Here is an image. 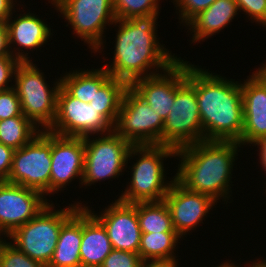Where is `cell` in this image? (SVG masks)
Masks as SVG:
<instances>
[{
  "label": "cell",
  "mask_w": 266,
  "mask_h": 267,
  "mask_svg": "<svg viewBox=\"0 0 266 267\" xmlns=\"http://www.w3.org/2000/svg\"><path fill=\"white\" fill-rule=\"evenodd\" d=\"M159 15L160 13H153L115 20L113 27L110 28L116 30V36L113 37L115 41L112 42L114 45V51L111 52L112 61L103 53L101 57L104 62L102 67L111 77L124 80L130 85L136 79L166 71L182 58L160 42V37L157 35L160 26L157 22ZM108 59L109 63L105 64Z\"/></svg>",
  "instance_id": "cell-1"
},
{
  "label": "cell",
  "mask_w": 266,
  "mask_h": 267,
  "mask_svg": "<svg viewBox=\"0 0 266 267\" xmlns=\"http://www.w3.org/2000/svg\"><path fill=\"white\" fill-rule=\"evenodd\" d=\"M241 147L234 141L207 140L183 147L176 152L179 160L176 179L191 191L209 195L218 203L230 204L234 202L231 198L233 170Z\"/></svg>",
  "instance_id": "cell-2"
},
{
  "label": "cell",
  "mask_w": 266,
  "mask_h": 267,
  "mask_svg": "<svg viewBox=\"0 0 266 267\" xmlns=\"http://www.w3.org/2000/svg\"><path fill=\"white\" fill-rule=\"evenodd\" d=\"M212 72L194 64V89L203 141H234L242 146L244 112L241 80Z\"/></svg>",
  "instance_id": "cell-3"
},
{
  "label": "cell",
  "mask_w": 266,
  "mask_h": 267,
  "mask_svg": "<svg viewBox=\"0 0 266 267\" xmlns=\"http://www.w3.org/2000/svg\"><path fill=\"white\" fill-rule=\"evenodd\" d=\"M176 152L166 145H133L126 163V168L130 170L126 172H130L131 177L117 199L128 204L163 201L176 178V174L172 177V173L171 178L167 176L169 173L165 166L168 165L164 161L169 158L176 160ZM132 160L136 162L132 163ZM129 163L132 166L128 167Z\"/></svg>",
  "instance_id": "cell-4"
},
{
  "label": "cell",
  "mask_w": 266,
  "mask_h": 267,
  "mask_svg": "<svg viewBox=\"0 0 266 267\" xmlns=\"http://www.w3.org/2000/svg\"><path fill=\"white\" fill-rule=\"evenodd\" d=\"M72 202L62 206V209L50 201L33 219L15 229L8 236V241L31 259L47 266L55 251L62 225L84 206L81 200Z\"/></svg>",
  "instance_id": "cell-5"
},
{
  "label": "cell",
  "mask_w": 266,
  "mask_h": 267,
  "mask_svg": "<svg viewBox=\"0 0 266 267\" xmlns=\"http://www.w3.org/2000/svg\"><path fill=\"white\" fill-rule=\"evenodd\" d=\"M48 3L55 7L58 17L65 19V26L73 30L72 34L81 42L84 41L91 53L106 52V29L116 20L113 0H48Z\"/></svg>",
  "instance_id": "cell-6"
},
{
  "label": "cell",
  "mask_w": 266,
  "mask_h": 267,
  "mask_svg": "<svg viewBox=\"0 0 266 267\" xmlns=\"http://www.w3.org/2000/svg\"><path fill=\"white\" fill-rule=\"evenodd\" d=\"M38 64L21 62L16 68L13 83L22 113L39 129L48 130L56 117L61 78H55L51 85Z\"/></svg>",
  "instance_id": "cell-7"
},
{
  "label": "cell",
  "mask_w": 266,
  "mask_h": 267,
  "mask_svg": "<svg viewBox=\"0 0 266 267\" xmlns=\"http://www.w3.org/2000/svg\"><path fill=\"white\" fill-rule=\"evenodd\" d=\"M163 125L162 145L176 150L203 141L194 89V63L187 61L186 80L175 91V101Z\"/></svg>",
  "instance_id": "cell-8"
},
{
  "label": "cell",
  "mask_w": 266,
  "mask_h": 267,
  "mask_svg": "<svg viewBox=\"0 0 266 267\" xmlns=\"http://www.w3.org/2000/svg\"><path fill=\"white\" fill-rule=\"evenodd\" d=\"M85 161L82 188L111 179L118 180L126 170L129 150L133 146L114 130L84 138Z\"/></svg>",
  "instance_id": "cell-9"
},
{
  "label": "cell",
  "mask_w": 266,
  "mask_h": 267,
  "mask_svg": "<svg viewBox=\"0 0 266 267\" xmlns=\"http://www.w3.org/2000/svg\"><path fill=\"white\" fill-rule=\"evenodd\" d=\"M50 174L51 132L41 130L30 142L14 151L8 182L37 190L49 200Z\"/></svg>",
  "instance_id": "cell-10"
},
{
  "label": "cell",
  "mask_w": 266,
  "mask_h": 267,
  "mask_svg": "<svg viewBox=\"0 0 266 267\" xmlns=\"http://www.w3.org/2000/svg\"><path fill=\"white\" fill-rule=\"evenodd\" d=\"M164 121L130 87L123 94L113 130L132 145H162Z\"/></svg>",
  "instance_id": "cell-11"
},
{
  "label": "cell",
  "mask_w": 266,
  "mask_h": 267,
  "mask_svg": "<svg viewBox=\"0 0 266 267\" xmlns=\"http://www.w3.org/2000/svg\"><path fill=\"white\" fill-rule=\"evenodd\" d=\"M113 125L89 103L73 97L62 85L57 95L56 117L48 129L60 136L85 138L106 134Z\"/></svg>",
  "instance_id": "cell-12"
},
{
  "label": "cell",
  "mask_w": 266,
  "mask_h": 267,
  "mask_svg": "<svg viewBox=\"0 0 266 267\" xmlns=\"http://www.w3.org/2000/svg\"><path fill=\"white\" fill-rule=\"evenodd\" d=\"M20 8L22 10L18 11ZM25 8L20 3V7H16L5 24L8 29L11 55L20 62H32L33 55L30 57L29 54H33L36 50L35 54L38 55L37 51L41 52L40 49L44 48L48 42H51L52 36H54V29L47 24L48 22L42 16L36 15L35 11H30L28 8H26L25 12ZM18 12L20 13L17 14Z\"/></svg>",
  "instance_id": "cell-13"
},
{
  "label": "cell",
  "mask_w": 266,
  "mask_h": 267,
  "mask_svg": "<svg viewBox=\"0 0 266 267\" xmlns=\"http://www.w3.org/2000/svg\"><path fill=\"white\" fill-rule=\"evenodd\" d=\"M164 201L168 206L174 230L184 240V237L204 224L203 221L209 217V212L213 211L218 203L209 195L187 189L176 178Z\"/></svg>",
  "instance_id": "cell-14"
},
{
  "label": "cell",
  "mask_w": 266,
  "mask_h": 267,
  "mask_svg": "<svg viewBox=\"0 0 266 267\" xmlns=\"http://www.w3.org/2000/svg\"><path fill=\"white\" fill-rule=\"evenodd\" d=\"M88 205L86 202L84 207L104 226L113 249L138 253L142 231L138 223L137 203L128 204L115 198L97 213Z\"/></svg>",
  "instance_id": "cell-15"
},
{
  "label": "cell",
  "mask_w": 266,
  "mask_h": 267,
  "mask_svg": "<svg viewBox=\"0 0 266 267\" xmlns=\"http://www.w3.org/2000/svg\"><path fill=\"white\" fill-rule=\"evenodd\" d=\"M41 192L10 182L0 183V235L9 236L48 203Z\"/></svg>",
  "instance_id": "cell-16"
},
{
  "label": "cell",
  "mask_w": 266,
  "mask_h": 267,
  "mask_svg": "<svg viewBox=\"0 0 266 267\" xmlns=\"http://www.w3.org/2000/svg\"><path fill=\"white\" fill-rule=\"evenodd\" d=\"M84 161V138L51 133L50 197L66 190L72 181L77 183V179L82 188Z\"/></svg>",
  "instance_id": "cell-17"
},
{
  "label": "cell",
  "mask_w": 266,
  "mask_h": 267,
  "mask_svg": "<svg viewBox=\"0 0 266 267\" xmlns=\"http://www.w3.org/2000/svg\"><path fill=\"white\" fill-rule=\"evenodd\" d=\"M187 60L179 58L166 71L133 81L129 87L165 121L175 101V91L186 80Z\"/></svg>",
  "instance_id": "cell-18"
},
{
  "label": "cell",
  "mask_w": 266,
  "mask_h": 267,
  "mask_svg": "<svg viewBox=\"0 0 266 267\" xmlns=\"http://www.w3.org/2000/svg\"><path fill=\"white\" fill-rule=\"evenodd\" d=\"M241 80L244 112L241 149H249L266 138V87L252 74Z\"/></svg>",
  "instance_id": "cell-19"
},
{
  "label": "cell",
  "mask_w": 266,
  "mask_h": 267,
  "mask_svg": "<svg viewBox=\"0 0 266 267\" xmlns=\"http://www.w3.org/2000/svg\"><path fill=\"white\" fill-rule=\"evenodd\" d=\"M239 13L235 0H215L206 10L199 12L185 25L188 36L191 37L189 45L201 44L206 39L218 35L236 19Z\"/></svg>",
  "instance_id": "cell-20"
},
{
  "label": "cell",
  "mask_w": 266,
  "mask_h": 267,
  "mask_svg": "<svg viewBox=\"0 0 266 267\" xmlns=\"http://www.w3.org/2000/svg\"><path fill=\"white\" fill-rule=\"evenodd\" d=\"M112 250L104 226L82 206L81 267H100Z\"/></svg>",
  "instance_id": "cell-21"
},
{
  "label": "cell",
  "mask_w": 266,
  "mask_h": 267,
  "mask_svg": "<svg viewBox=\"0 0 266 267\" xmlns=\"http://www.w3.org/2000/svg\"><path fill=\"white\" fill-rule=\"evenodd\" d=\"M82 206L62 225L52 258L46 267H81Z\"/></svg>",
  "instance_id": "cell-22"
},
{
  "label": "cell",
  "mask_w": 266,
  "mask_h": 267,
  "mask_svg": "<svg viewBox=\"0 0 266 267\" xmlns=\"http://www.w3.org/2000/svg\"><path fill=\"white\" fill-rule=\"evenodd\" d=\"M78 68L61 72V85L75 98L90 103L100 87L111 77L104 67ZM64 73V74H63Z\"/></svg>",
  "instance_id": "cell-23"
},
{
  "label": "cell",
  "mask_w": 266,
  "mask_h": 267,
  "mask_svg": "<svg viewBox=\"0 0 266 267\" xmlns=\"http://www.w3.org/2000/svg\"><path fill=\"white\" fill-rule=\"evenodd\" d=\"M182 240L177 232L142 233L138 254L143 261L180 257L175 253Z\"/></svg>",
  "instance_id": "cell-24"
},
{
  "label": "cell",
  "mask_w": 266,
  "mask_h": 267,
  "mask_svg": "<svg viewBox=\"0 0 266 267\" xmlns=\"http://www.w3.org/2000/svg\"><path fill=\"white\" fill-rule=\"evenodd\" d=\"M128 87L129 85L124 80L110 77L100 89L95 92V96L89 104L97 109L98 112L114 126L118 117L124 91Z\"/></svg>",
  "instance_id": "cell-25"
},
{
  "label": "cell",
  "mask_w": 266,
  "mask_h": 267,
  "mask_svg": "<svg viewBox=\"0 0 266 267\" xmlns=\"http://www.w3.org/2000/svg\"><path fill=\"white\" fill-rule=\"evenodd\" d=\"M137 216L142 233L176 232L164 200L137 203Z\"/></svg>",
  "instance_id": "cell-26"
},
{
  "label": "cell",
  "mask_w": 266,
  "mask_h": 267,
  "mask_svg": "<svg viewBox=\"0 0 266 267\" xmlns=\"http://www.w3.org/2000/svg\"><path fill=\"white\" fill-rule=\"evenodd\" d=\"M40 132L41 129L26 117L0 120V143L14 150L26 145Z\"/></svg>",
  "instance_id": "cell-27"
},
{
  "label": "cell",
  "mask_w": 266,
  "mask_h": 267,
  "mask_svg": "<svg viewBox=\"0 0 266 267\" xmlns=\"http://www.w3.org/2000/svg\"><path fill=\"white\" fill-rule=\"evenodd\" d=\"M162 0H113L116 20L160 13Z\"/></svg>",
  "instance_id": "cell-28"
},
{
  "label": "cell",
  "mask_w": 266,
  "mask_h": 267,
  "mask_svg": "<svg viewBox=\"0 0 266 267\" xmlns=\"http://www.w3.org/2000/svg\"><path fill=\"white\" fill-rule=\"evenodd\" d=\"M0 267H46L43 263L31 259L18 250L8 240L4 243Z\"/></svg>",
  "instance_id": "cell-29"
},
{
  "label": "cell",
  "mask_w": 266,
  "mask_h": 267,
  "mask_svg": "<svg viewBox=\"0 0 266 267\" xmlns=\"http://www.w3.org/2000/svg\"><path fill=\"white\" fill-rule=\"evenodd\" d=\"M182 28L199 12L206 10L215 0H170ZM182 24V25H181Z\"/></svg>",
  "instance_id": "cell-30"
},
{
  "label": "cell",
  "mask_w": 266,
  "mask_h": 267,
  "mask_svg": "<svg viewBox=\"0 0 266 267\" xmlns=\"http://www.w3.org/2000/svg\"><path fill=\"white\" fill-rule=\"evenodd\" d=\"M237 2L240 15L246 16L251 23H256L266 30V0H235Z\"/></svg>",
  "instance_id": "cell-31"
},
{
  "label": "cell",
  "mask_w": 266,
  "mask_h": 267,
  "mask_svg": "<svg viewBox=\"0 0 266 267\" xmlns=\"http://www.w3.org/2000/svg\"><path fill=\"white\" fill-rule=\"evenodd\" d=\"M12 117H25L20 100L14 87L0 90V120Z\"/></svg>",
  "instance_id": "cell-32"
},
{
  "label": "cell",
  "mask_w": 266,
  "mask_h": 267,
  "mask_svg": "<svg viewBox=\"0 0 266 267\" xmlns=\"http://www.w3.org/2000/svg\"><path fill=\"white\" fill-rule=\"evenodd\" d=\"M142 263L138 253L113 249L100 267H141Z\"/></svg>",
  "instance_id": "cell-33"
},
{
  "label": "cell",
  "mask_w": 266,
  "mask_h": 267,
  "mask_svg": "<svg viewBox=\"0 0 266 267\" xmlns=\"http://www.w3.org/2000/svg\"><path fill=\"white\" fill-rule=\"evenodd\" d=\"M21 62L13 57H1L0 58V90H7L14 87V75L17 66Z\"/></svg>",
  "instance_id": "cell-34"
},
{
  "label": "cell",
  "mask_w": 266,
  "mask_h": 267,
  "mask_svg": "<svg viewBox=\"0 0 266 267\" xmlns=\"http://www.w3.org/2000/svg\"><path fill=\"white\" fill-rule=\"evenodd\" d=\"M14 151L13 148L0 143V183L8 182Z\"/></svg>",
  "instance_id": "cell-35"
},
{
  "label": "cell",
  "mask_w": 266,
  "mask_h": 267,
  "mask_svg": "<svg viewBox=\"0 0 266 267\" xmlns=\"http://www.w3.org/2000/svg\"><path fill=\"white\" fill-rule=\"evenodd\" d=\"M18 2V3H17ZM19 3H24L23 0H0V24L6 23L11 16L15 7L20 6Z\"/></svg>",
  "instance_id": "cell-36"
},
{
  "label": "cell",
  "mask_w": 266,
  "mask_h": 267,
  "mask_svg": "<svg viewBox=\"0 0 266 267\" xmlns=\"http://www.w3.org/2000/svg\"><path fill=\"white\" fill-rule=\"evenodd\" d=\"M11 55L9 46L8 29L5 23L0 24V58L8 57Z\"/></svg>",
  "instance_id": "cell-37"
},
{
  "label": "cell",
  "mask_w": 266,
  "mask_h": 267,
  "mask_svg": "<svg viewBox=\"0 0 266 267\" xmlns=\"http://www.w3.org/2000/svg\"><path fill=\"white\" fill-rule=\"evenodd\" d=\"M179 258L145 260L141 267H179Z\"/></svg>",
  "instance_id": "cell-38"
},
{
  "label": "cell",
  "mask_w": 266,
  "mask_h": 267,
  "mask_svg": "<svg viewBox=\"0 0 266 267\" xmlns=\"http://www.w3.org/2000/svg\"><path fill=\"white\" fill-rule=\"evenodd\" d=\"M253 148L256 147L258 149H256L255 151L257 152V156H259L257 163H259L260 165H262L260 168L262 169H266V138L265 139H261L259 141H257L254 145H252Z\"/></svg>",
  "instance_id": "cell-39"
},
{
  "label": "cell",
  "mask_w": 266,
  "mask_h": 267,
  "mask_svg": "<svg viewBox=\"0 0 266 267\" xmlns=\"http://www.w3.org/2000/svg\"><path fill=\"white\" fill-rule=\"evenodd\" d=\"M252 75L266 87V62H262L257 68H255Z\"/></svg>",
  "instance_id": "cell-40"
},
{
  "label": "cell",
  "mask_w": 266,
  "mask_h": 267,
  "mask_svg": "<svg viewBox=\"0 0 266 267\" xmlns=\"http://www.w3.org/2000/svg\"><path fill=\"white\" fill-rule=\"evenodd\" d=\"M227 260H229V259H226V261L225 262H221L220 263V265H217V266H215V267H243V266H241L242 264L241 263H239L240 265H238V263L236 262V261H234V262H232V260L230 259L229 261H227ZM236 262V263H235ZM249 262H251V264L249 263ZM249 262H246V263H244L246 266L245 267H252V261H250L249 260ZM249 263V264H248ZM238 265V266H237ZM212 267H214V265L212 266Z\"/></svg>",
  "instance_id": "cell-41"
},
{
  "label": "cell",
  "mask_w": 266,
  "mask_h": 267,
  "mask_svg": "<svg viewBox=\"0 0 266 267\" xmlns=\"http://www.w3.org/2000/svg\"><path fill=\"white\" fill-rule=\"evenodd\" d=\"M256 259V260H255ZM252 260V267H266V259L260 257V258H255Z\"/></svg>",
  "instance_id": "cell-42"
},
{
  "label": "cell",
  "mask_w": 266,
  "mask_h": 267,
  "mask_svg": "<svg viewBox=\"0 0 266 267\" xmlns=\"http://www.w3.org/2000/svg\"><path fill=\"white\" fill-rule=\"evenodd\" d=\"M8 240L7 236L0 235V266H1V255H2V249L4 247V243Z\"/></svg>",
  "instance_id": "cell-43"
},
{
  "label": "cell",
  "mask_w": 266,
  "mask_h": 267,
  "mask_svg": "<svg viewBox=\"0 0 266 267\" xmlns=\"http://www.w3.org/2000/svg\"><path fill=\"white\" fill-rule=\"evenodd\" d=\"M263 170H264V173H265V174L263 173L262 175H265V176H266V169H262L261 172H262ZM264 183H265V185H266V181H265ZM262 188H266V187L263 186ZM264 191H265L264 193H266V189H265Z\"/></svg>",
  "instance_id": "cell-44"
}]
</instances>
